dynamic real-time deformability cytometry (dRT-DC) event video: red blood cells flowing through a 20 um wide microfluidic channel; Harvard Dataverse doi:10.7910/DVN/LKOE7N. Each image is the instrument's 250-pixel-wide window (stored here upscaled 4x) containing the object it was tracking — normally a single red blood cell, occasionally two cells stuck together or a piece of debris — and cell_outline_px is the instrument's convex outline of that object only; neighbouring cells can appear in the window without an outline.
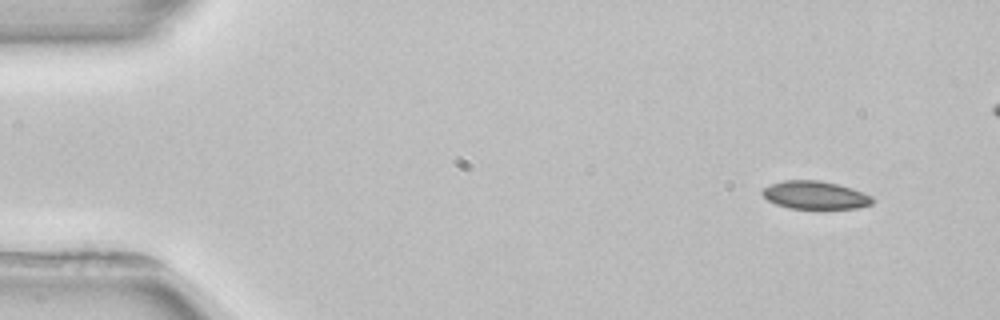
{"species": "common noctule bat (a hibernating species)", "species_latin": "Nyctalus noctula", "temperature_condition": "room temperature", "stored_images_in_passage": 5, "camera_frame_rate_fps": 3000, "um_per_image_px": 0.085, "animal": {"sex": "female", "body_mass_g": 22.7, "forearm_length_mm": 54.2}, "frame": {"image": 1, "passage_image": 1, "time_ms": 0.0, "image_size_px": [1000, 320], "cell_outline_px": [[876, 200], [872, 204], [856, 208], [788, 208], [776, 204], [768, 200], [760, 192], [768, 184], [784, 180], [820, 180], [852, 188], [872, 196]], "centroid_in_image_um": [69.28, 16.57], "position_along_channel_um": 15.7, "area_um2": 17.98}}